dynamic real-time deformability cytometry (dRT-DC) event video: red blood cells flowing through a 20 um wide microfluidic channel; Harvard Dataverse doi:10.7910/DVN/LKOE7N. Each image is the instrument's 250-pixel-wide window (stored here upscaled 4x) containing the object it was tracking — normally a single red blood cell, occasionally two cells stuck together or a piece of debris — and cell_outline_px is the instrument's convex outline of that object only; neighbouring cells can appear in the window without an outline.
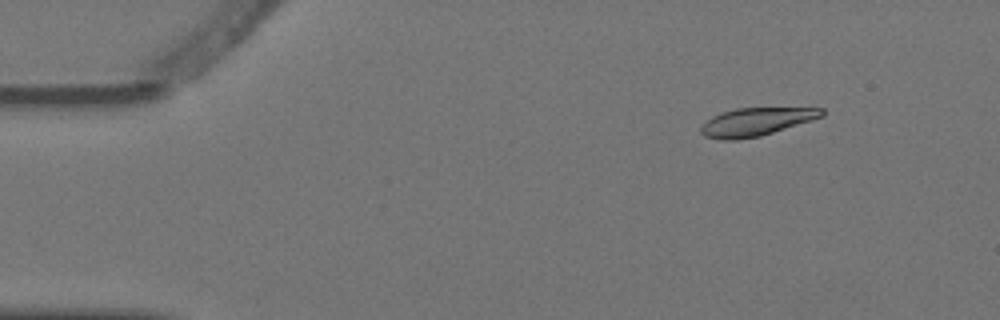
{"species": "Egyptian fruit bat (a non-hibernating species)", "species_latin": "Rousettus aegyptiacus", "temperature_condition": "warm", "stored_images_in_passage": 8, "camera_frame_rate_fps": 3000, "um_per_image_px": 0.085, "animal": {"sex": "female"}, "frame": {"image": 1, "passage_image": 2, "time_ms": 0.333, "image_size_px": [1000, 320], "cell_outline_px": [[824, 116], [812, 120], [760, 136], [736, 140], [720, 140], [704, 136], [700, 132], [700, 128], [712, 116], [736, 108], [824, 108]], "centroid_in_image_um": [64.26, 10.36], "position_along_channel_um": 20.7, "area_um2": 19.59}}
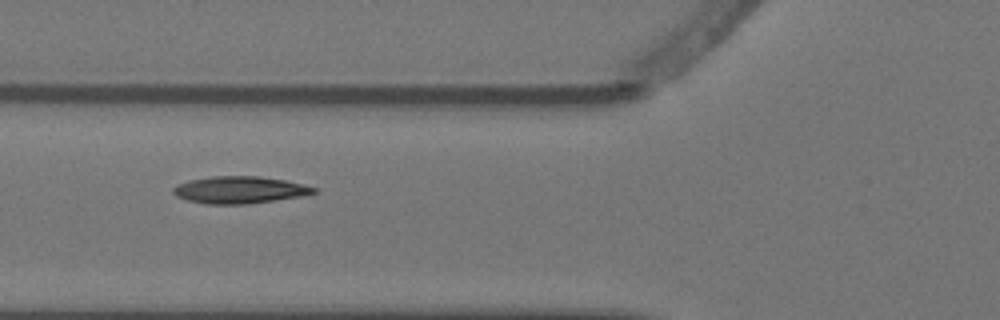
{"frame": {"image": 2, "passage_image": 6, "time_ms": 1.667, "image_size_px": [1000, 320], "cell_outline_px": [[316, 192], [304, 196], [248, 204], [204, 204], [188, 200], [176, 196], [172, 192], [172, 188], [180, 184], [192, 180], [212, 176], [256, 176], [284, 180], [304, 184], [316, 188]], "centroid_in_image_um": [20.39, 16.15], "position_along_channel_um": 105.4, "area_um2": 22.08}}
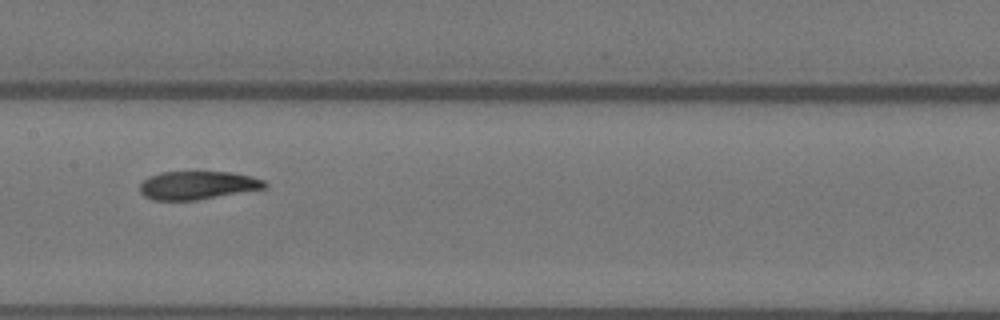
{"frame": {"image": 3, "passage_image": 8, "time_ms": 2.333, "image_size_px": [1000, 320], "cell_outline_px": [[268, 184], [264, 188], [196, 200], [152, 200], [144, 196], [140, 192], [140, 184], [148, 176], [160, 172], [232, 172], [264, 180]], "centroid_in_image_um": [16.74, 15.74], "position_along_channel_um": 190.7, "area_um2": 20.4}}